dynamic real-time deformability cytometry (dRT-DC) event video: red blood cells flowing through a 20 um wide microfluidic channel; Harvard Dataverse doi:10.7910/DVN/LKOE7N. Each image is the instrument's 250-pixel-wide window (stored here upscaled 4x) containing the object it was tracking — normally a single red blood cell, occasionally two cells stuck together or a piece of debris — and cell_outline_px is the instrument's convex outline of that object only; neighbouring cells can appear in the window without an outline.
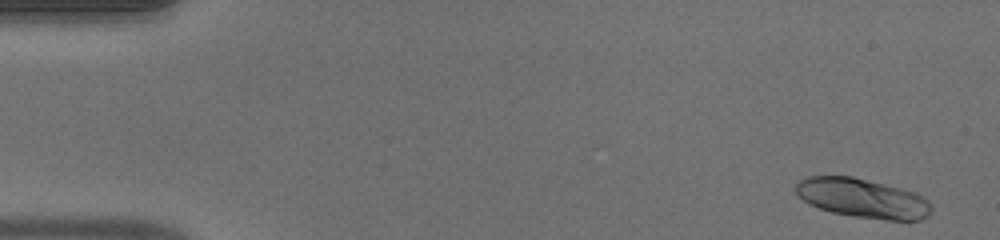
{"species": "human", "species_latin": "Homo sapiens", "temperature_condition": "warm", "stored_images_in_passage": 51, "camera_frame_rate_fps": 3000, "um_per_image_px": 0.085, "donor": {"sex": "male"}, "frame": {"image": 1, "passage_image": 2, "time_ms": 0.333, "image_size_px": [1000, 240], "cell_outline_px": [[932, 212], [920, 220], [888, 220], [856, 216], [832, 212], [808, 204], [796, 192], [796, 184], [800, 180], [808, 176], [852, 176], [916, 192], [924, 196], [932, 204]], "centroid_in_image_um": [73.36, 16.84], "position_along_channel_um": 11.6, "area_um2": 30.98}}
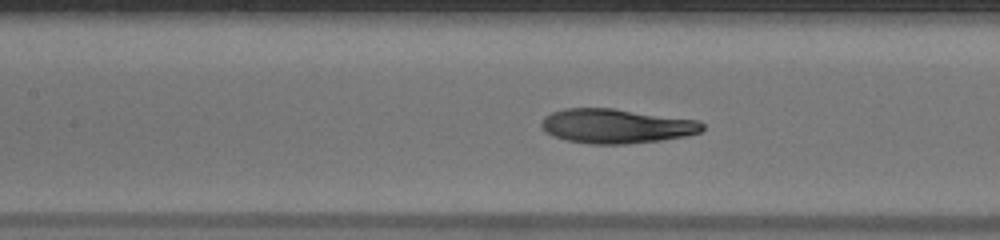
{"frame": {"image": 2, "passage_image": 23, "time_ms": 7.333, "image_size_px": [1000, 240], "cell_outline_px": [[704, 128], [700, 132], [688, 136], [660, 140], [624, 144], [592, 144], [568, 140], [552, 136], [544, 132], [540, 124], [544, 116], [552, 112], [564, 108], [612, 108], [696, 120], [704, 124]], "centroid_in_image_um": [52.34, 10.71], "position_along_channel_um": 155.1, "area_um2": 32.25}}
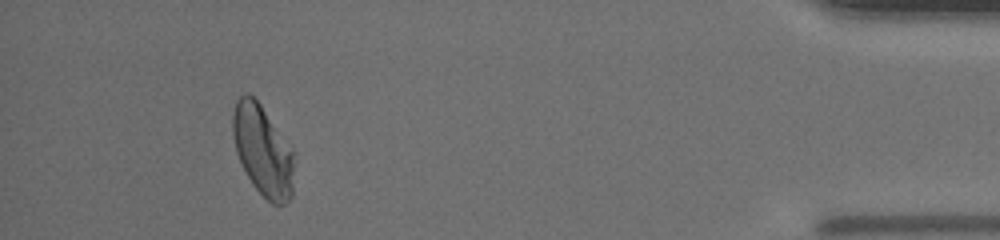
{"frame": {"image": 3, "passage_image": 47, "time_ms": 15.333, "image_size_px": [1000, 240], "cell_outline_px": [[292, 196], [284, 204], [272, 204], [252, 184], [236, 152], [232, 136], [232, 116], [236, 100], [244, 92], [248, 92], [260, 104], [292, 152]], "centroid_in_image_um": [22.28, 12.78], "position_along_channel_um": 412.9, "area_um2": 31.44}, "authors_computed_cell_mechanics": {"area_um2": 32.2524, "velocity_mm_per_s": 4.0043, "shape_relaxation_time_tau1_ms": 5.1724, "shape_relaxation_time_tau2_ms": 2.2044, "deformation_change_tau1": 0.2062, "deformation_change_tau2": 0.0527}}